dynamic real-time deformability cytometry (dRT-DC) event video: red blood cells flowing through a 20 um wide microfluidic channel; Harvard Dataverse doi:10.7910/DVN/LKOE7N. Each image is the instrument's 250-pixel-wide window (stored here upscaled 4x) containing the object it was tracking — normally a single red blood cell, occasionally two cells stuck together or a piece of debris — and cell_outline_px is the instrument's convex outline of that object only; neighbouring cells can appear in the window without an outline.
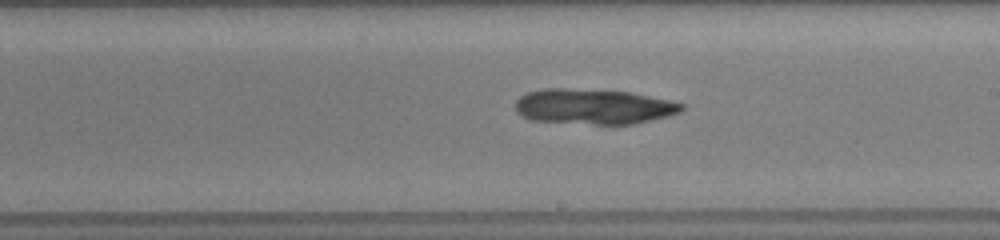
{"species": "common noctule bat (a hibernating species)", "species_latin": "Nyctalus noctula", "temperature_condition": "room temperature", "stored_images_in_passage": 29, "camera_frame_rate_fps": 3000, "um_per_image_px": 0.085, "animal": {"sex": "female", "body_mass_g": 19.5, "forearm_length_mm": 54.1}, "frame": {"image": 1, "passage_image": 24, "time_ms": 7.667, "image_size_px": [1000, 240], "cell_outline_px": [[684, 108], [680, 112], [668, 116], [636, 124], [596, 124], [532, 120], [516, 112], [516, 100], [520, 96], [528, 92], [544, 88], [564, 88], [628, 92], [668, 100], [684, 104]], "centroid_in_image_um": [50.45, 9.06], "position_along_channel_um": 238.5, "area_um2": 33.93}}
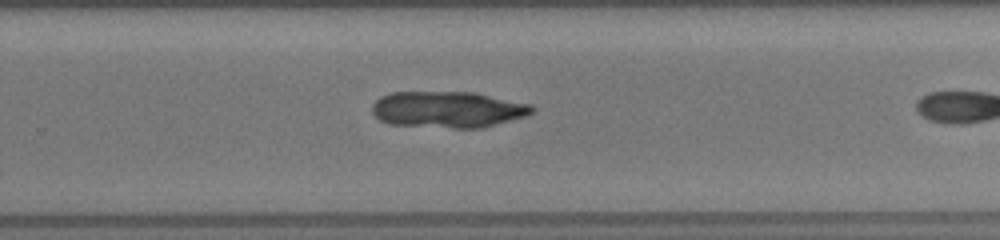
{"frame": {"image": 2, "passage_image": 28, "time_ms": 9.0, "image_size_px": [1000, 240], "cell_outline_px": [[536, 108], [532, 112], [524, 116], [480, 128], [452, 128], [392, 124], [380, 120], [372, 112], [372, 104], [380, 96], [388, 92], [476, 92], [532, 104]], "centroid_in_image_um": [38.06, 9.29], "position_along_channel_um": 291.7, "area_um2": 33.93}}